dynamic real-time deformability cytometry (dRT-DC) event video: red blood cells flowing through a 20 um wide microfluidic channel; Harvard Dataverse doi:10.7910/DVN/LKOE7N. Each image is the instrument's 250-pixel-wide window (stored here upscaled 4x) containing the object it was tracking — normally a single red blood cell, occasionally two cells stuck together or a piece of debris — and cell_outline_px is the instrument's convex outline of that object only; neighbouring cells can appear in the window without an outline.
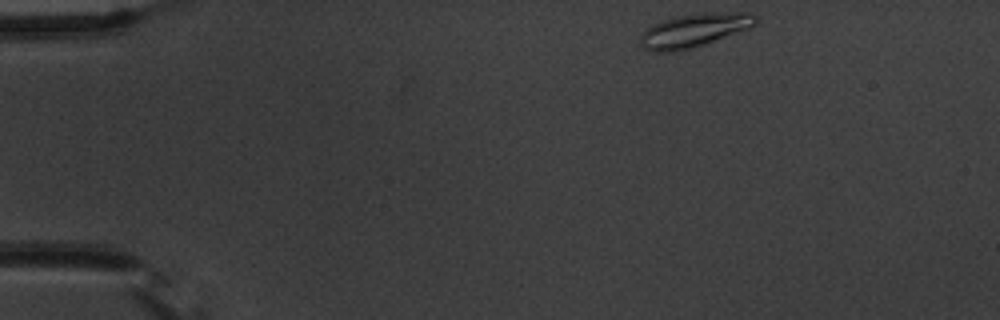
{"species": "common noctule bat (a hibernating species)", "species_latin": "Nyctalus noctula", "temperature_condition": "warm", "stored_images_in_passage": 1, "camera_frame_rate_fps": 3000, "um_per_image_px": 0.085, "animal": {"sex": "male", "body_mass_g": 20.1, "forearm_length_mm": 53.5}, "frame": {"image": 1, "passage_image": 1, "time_ms": 0.0, "image_size_px": [1000, 320], "cell_outline_px": [[756, 24], [748, 28], [676, 52], [652, 52], [644, 48], [640, 44], [640, 32], [644, 28], [652, 24], [676, 16], [704, 12], [752, 12], [756, 16]], "centroid_in_image_um": [58.92, 2.55], "position_along_channel_um": 26.1, "area_um2": 22.31}}